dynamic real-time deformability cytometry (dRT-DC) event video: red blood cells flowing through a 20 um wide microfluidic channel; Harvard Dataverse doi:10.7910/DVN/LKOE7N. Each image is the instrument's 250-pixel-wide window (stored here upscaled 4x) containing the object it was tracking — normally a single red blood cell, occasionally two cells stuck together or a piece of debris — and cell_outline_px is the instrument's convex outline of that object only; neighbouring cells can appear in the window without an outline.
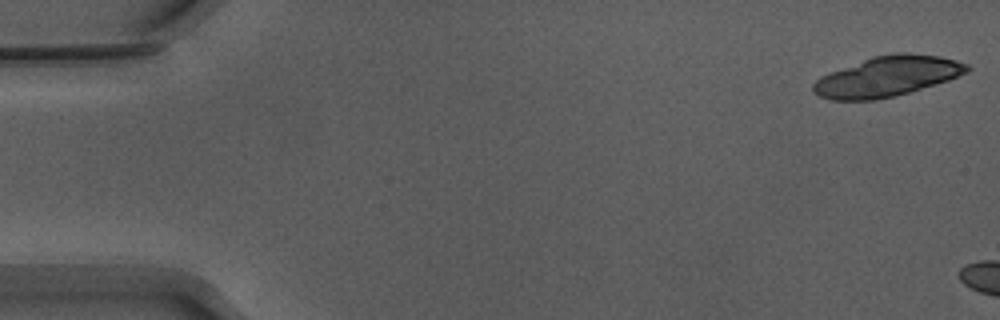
{"species": "Egyptian fruit bat (a non-hibernating species)", "species_latin": "Rousettus aegyptiacus", "temperature_condition": "warm", "stored_images_in_passage": 6, "camera_frame_rate_fps": 3000, "um_per_image_px": 0.085, "animal": {"sex": "male"}, "frame": {"image": 1, "passage_image": 1, "time_ms": 0.0, "image_size_px": [1000, 320], "cell_outline_px": [[972, 68], [968, 72], [948, 80], [896, 96], [876, 100], [832, 100], [820, 96], [812, 92], [812, 84], [820, 76], [872, 56], [896, 52], [904, 52], [940, 56], [956, 60], [968, 64]], "centroid_in_image_um": [75.42, 6.49], "position_along_channel_um": 9.6, "area_um2": 36.13}}